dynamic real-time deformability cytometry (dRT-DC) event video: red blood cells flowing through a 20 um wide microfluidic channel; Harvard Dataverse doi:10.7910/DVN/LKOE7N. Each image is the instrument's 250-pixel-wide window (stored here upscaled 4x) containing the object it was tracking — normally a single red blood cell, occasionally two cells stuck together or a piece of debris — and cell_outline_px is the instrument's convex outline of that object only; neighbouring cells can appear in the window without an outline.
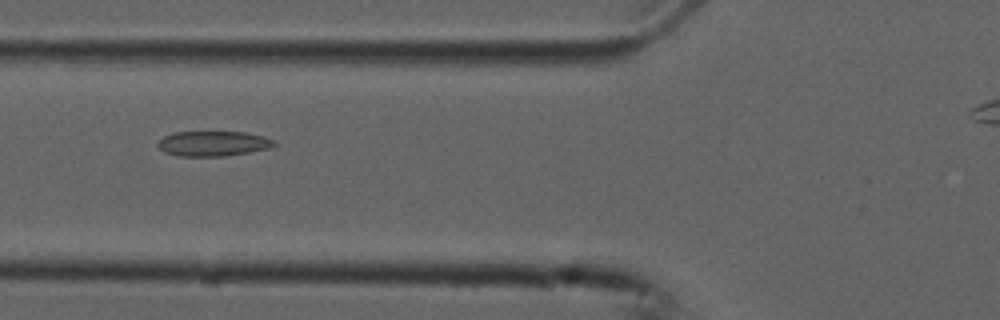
{"species": "common noctule bat (a hibernating species)", "species_latin": "Nyctalus noctula", "temperature_condition": "cold", "stored_images_in_passage": 10, "camera_frame_rate_fps": 3000, "um_per_image_px": 0.085, "animal": {"sex": "male", "forearm_length_mm": 52.5}, "frame": {"image": 1, "passage_image": 6, "time_ms": 1.667, "image_size_px": [1000, 320], "cell_outline_px": [[276, 144], [268, 148], [248, 152], [224, 156], [180, 156], [164, 152], [156, 144], [164, 136], [172, 132], [244, 132], [264, 136], [276, 140]], "centroid_in_image_um": [18.11, 12.2], "position_along_channel_um": 107.7, "area_um2": 16.94}}
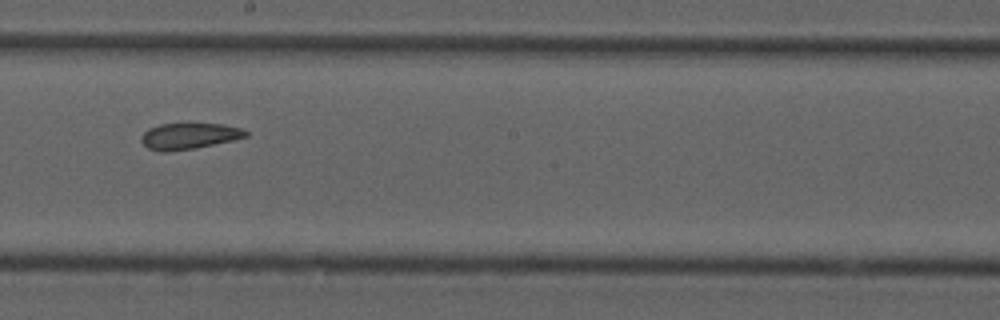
{"frame": {"image": 2, "passage_image": 9, "time_ms": 2.667, "image_size_px": [1000, 320], "cell_outline_px": [[248, 136], [232, 140], [196, 148], [168, 152], [160, 152], [148, 148], [140, 140], [140, 136], [148, 128], [160, 124], [224, 124], [240, 128], [248, 132]], "centroid_in_image_um": [16.03, 11.57], "position_along_channel_um": 232.2, "area_um2": 15.9}}
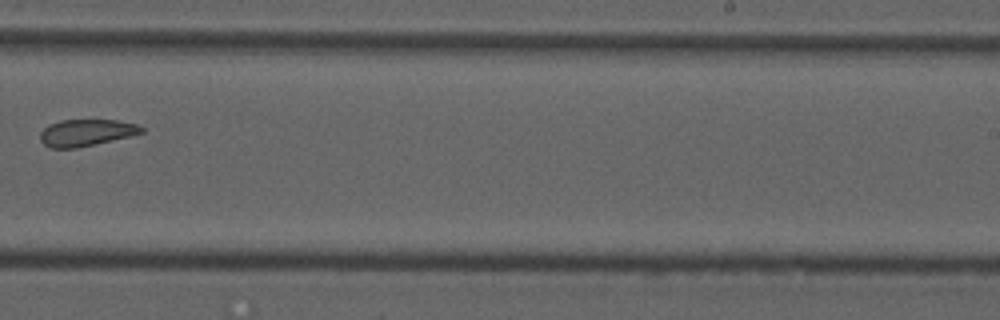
{"frame": {"image": 3, "passage_image": 10, "time_ms": 3.0, "image_size_px": [1000, 320], "cell_outline_px": [[144, 132], [132, 136], [76, 148], [52, 148], [44, 144], [40, 140], [40, 132], [48, 124], [60, 120], [116, 120], [136, 124], [144, 128]], "centroid_in_image_um": [7.33, 11.27], "position_along_channel_um": 281.7, "area_um2": 15.84}}